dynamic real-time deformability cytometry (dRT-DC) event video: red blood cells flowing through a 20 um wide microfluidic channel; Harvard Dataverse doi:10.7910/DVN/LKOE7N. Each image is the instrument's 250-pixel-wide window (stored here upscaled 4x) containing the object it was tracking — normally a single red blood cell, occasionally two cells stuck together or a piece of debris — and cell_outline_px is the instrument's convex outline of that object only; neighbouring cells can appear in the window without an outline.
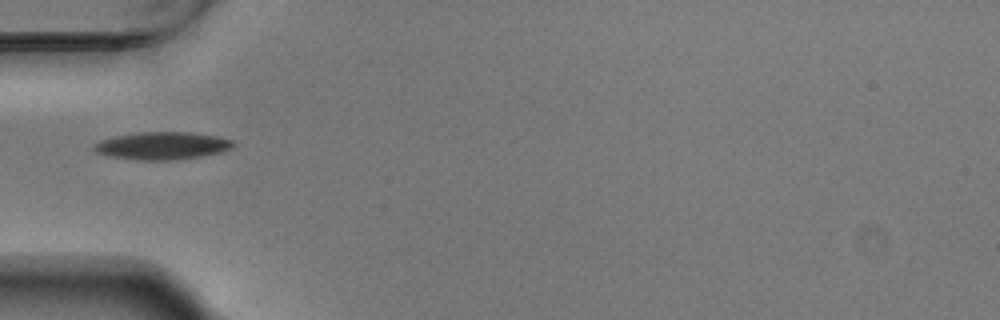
{"species": "Egyptian fruit bat (a non-hibernating species)", "species_latin": "Rousettus aegyptiacus", "temperature_condition": "warm", "stored_images_in_passage": 37, "camera_frame_rate_fps": 3000, "um_per_image_px": 0.085, "animal": {"sex": "male"}, "frame": {"image": 1, "passage_image": 1, "time_ms": 0.0, "image_size_px": [1000, 320], "cell_outline_px": [[236, 144], [232, 148], [220, 152], [200, 156], [176, 160], [136, 160], [108, 156], [96, 152], [92, 148], [100, 140], [116, 136], [140, 132], [188, 132], [216, 136], [232, 140]], "centroid_in_image_um": [13.79, 12.39], "position_along_channel_um": 71.2, "area_um2": 22.31}}
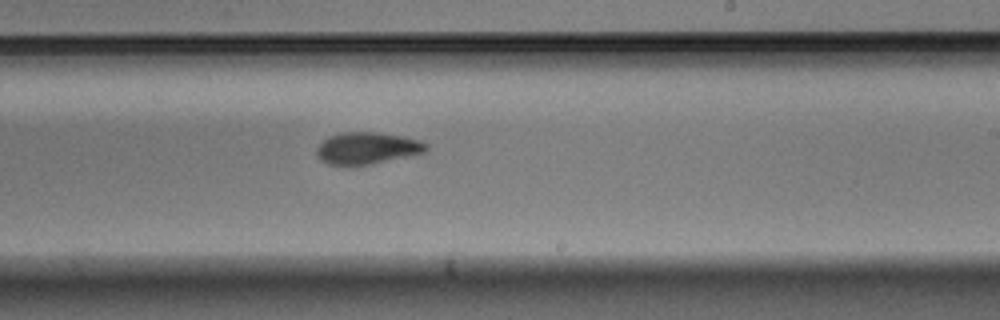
{"frame": {"image": 2, "passage_image": 16, "time_ms": 5.0, "image_size_px": [1000, 320], "cell_outline_px": [[428, 148], [424, 152], [372, 164], [352, 168], [348, 168], [328, 164], [320, 160], [316, 152], [316, 148], [328, 136], [344, 132], [376, 132], [400, 136], [420, 140], [428, 144]], "centroid_in_image_um": [31.15, 12.63], "position_along_channel_um": 257.9, "area_um2": 20.69}}
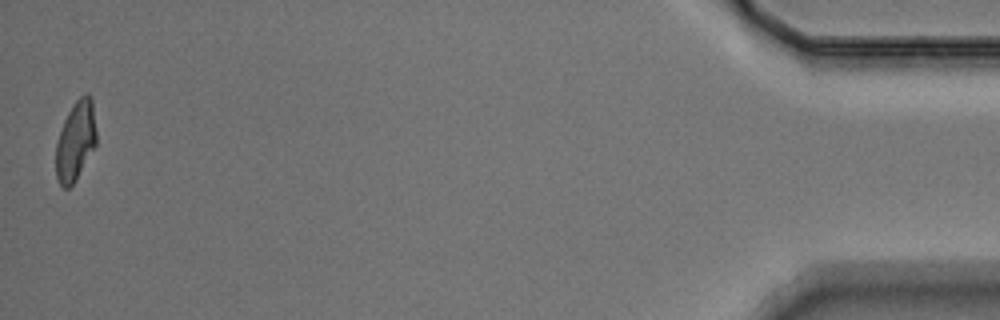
{"frame": {"image": 3, "passage_image": 37, "time_ms": 12.0, "image_size_px": [1000, 320], "cell_outline_px": [[96, 144], [76, 180], [68, 188], [64, 188], [60, 184], [56, 176], [56, 144], [64, 120], [68, 112], [76, 100], [84, 92], [88, 92], [92, 96], [96, 132]], "centroid_in_image_um": [6.44, 11.94], "position_along_channel_um": 428.8, "area_um2": 18.73}, "authors_computed_cell_mechanics": {"area_um2": 20.5768, "velocity_mm_per_s": 3.7201, "shape_relaxation_time_tau1_ms": 5.5216, "shape_relaxation_time_tau2_ms": 2.2777, "deformation_change_tau1": 0.1754, "deformation_change_tau2": 0.0728}}